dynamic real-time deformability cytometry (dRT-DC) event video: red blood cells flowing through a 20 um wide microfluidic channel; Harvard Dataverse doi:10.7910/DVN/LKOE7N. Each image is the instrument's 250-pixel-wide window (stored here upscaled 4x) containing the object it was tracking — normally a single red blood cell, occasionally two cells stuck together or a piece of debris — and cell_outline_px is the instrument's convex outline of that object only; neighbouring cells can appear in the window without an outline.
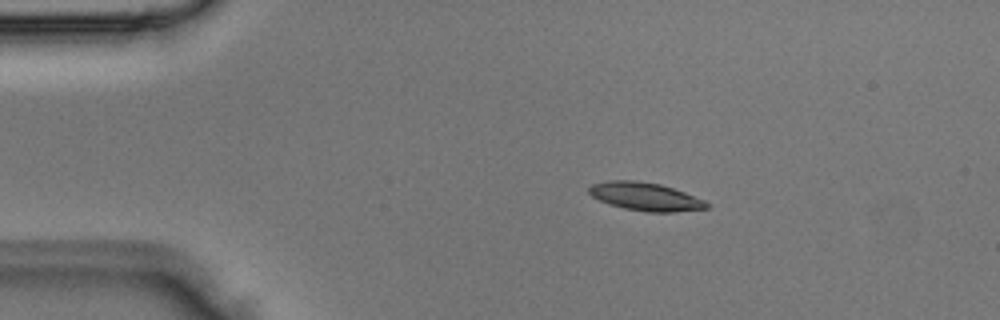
{"species": "Egyptian fruit bat (a non-hibernating species)", "species_latin": "Rousettus aegyptiacus", "temperature_condition": "room temperature", "stored_images_in_passage": 2, "camera_frame_rate_fps": 3000, "um_per_image_px": 0.085, "animal": {"sex": "male"}, "frame": {"image": 1, "passage_image": 1, "time_ms": 0.0, "image_size_px": [1000, 320], "cell_outline_px": [[708, 208], [676, 212], [648, 212], [624, 208], [608, 204], [592, 196], [588, 192], [588, 188], [592, 184], [612, 180], [636, 180], [660, 184], [684, 192], [704, 200], [708, 204]], "centroid_in_image_um": [54.84, 16.71], "position_along_channel_um": 30.2, "area_um2": 19.19}}